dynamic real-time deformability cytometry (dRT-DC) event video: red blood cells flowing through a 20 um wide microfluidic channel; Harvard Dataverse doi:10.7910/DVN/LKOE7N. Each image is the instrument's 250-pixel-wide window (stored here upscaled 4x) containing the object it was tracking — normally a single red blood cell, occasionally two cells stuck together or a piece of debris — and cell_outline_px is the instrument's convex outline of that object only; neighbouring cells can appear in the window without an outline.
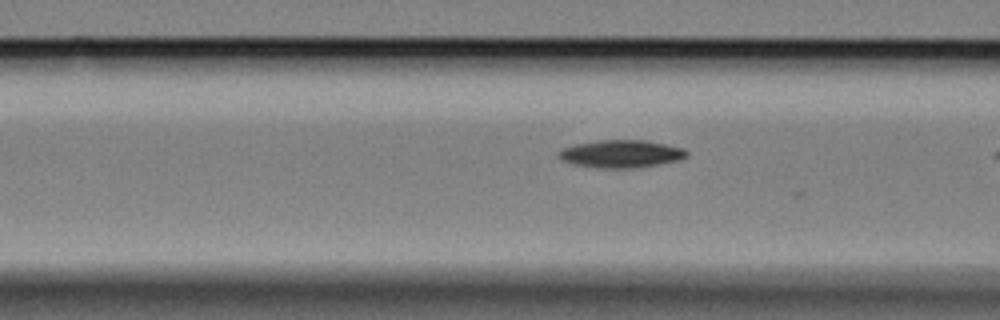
{"species": "Egyptian fruit bat (a non-hibernating species)", "species_latin": "Rousettus aegyptiacus", "temperature_condition": "cold", "stored_images_in_passage": 5, "camera_frame_rate_fps": 3000, "um_per_image_px": 0.085, "animal": {"sex": "female"}, "frame": {"image": 1, "passage_image": 3, "time_ms": 0.667, "image_size_px": [1000, 320], "cell_outline_px": [[688, 156], [680, 160], [636, 168], [600, 168], [576, 164], [564, 160], [556, 156], [564, 148], [576, 144], [596, 140], [644, 140], [664, 144], [680, 148], [688, 152]], "centroid_in_image_um": [52.81, 13.07], "position_along_channel_um": 113.8, "area_um2": 20.35}}